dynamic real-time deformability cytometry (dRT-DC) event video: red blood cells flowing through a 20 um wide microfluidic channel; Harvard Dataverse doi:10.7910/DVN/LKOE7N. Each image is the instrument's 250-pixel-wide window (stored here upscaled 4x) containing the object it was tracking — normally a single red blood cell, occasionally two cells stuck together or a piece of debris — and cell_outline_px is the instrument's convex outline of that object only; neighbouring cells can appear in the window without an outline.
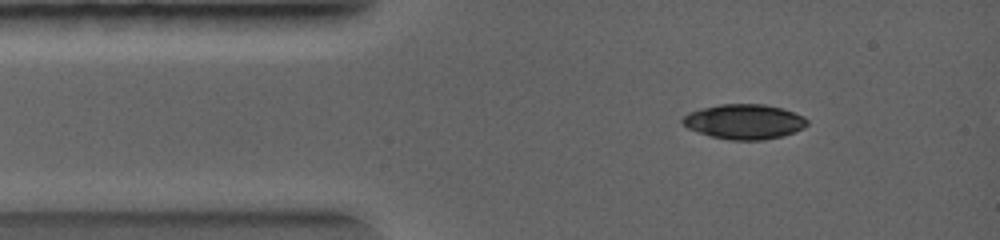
{"species": "common noctule bat (a hibernating species)", "species_latin": "Nyctalus noctula", "temperature_condition": "warm", "stored_images_in_passage": 6, "camera_frame_rate_fps": 5000, "um_per_image_px": 0.085, "animal": {"sex": "female", "body_mass_g": 19.0, "forearm_length_mm": 56.7}, "frame": {"image": 1, "passage_image": 3, "time_ms": 1.0, "image_size_px": [1000, 240], "cell_outline_px": [[808, 124], [804, 128], [780, 136], [764, 140], [728, 140], [712, 136], [688, 128], [680, 120], [688, 112], [700, 108], [720, 104], [764, 104], [780, 108], [804, 116], [808, 120]], "centroid_in_image_um": [63.25, 10.33], "position_along_channel_um": 21.8, "area_um2": 25.2}}